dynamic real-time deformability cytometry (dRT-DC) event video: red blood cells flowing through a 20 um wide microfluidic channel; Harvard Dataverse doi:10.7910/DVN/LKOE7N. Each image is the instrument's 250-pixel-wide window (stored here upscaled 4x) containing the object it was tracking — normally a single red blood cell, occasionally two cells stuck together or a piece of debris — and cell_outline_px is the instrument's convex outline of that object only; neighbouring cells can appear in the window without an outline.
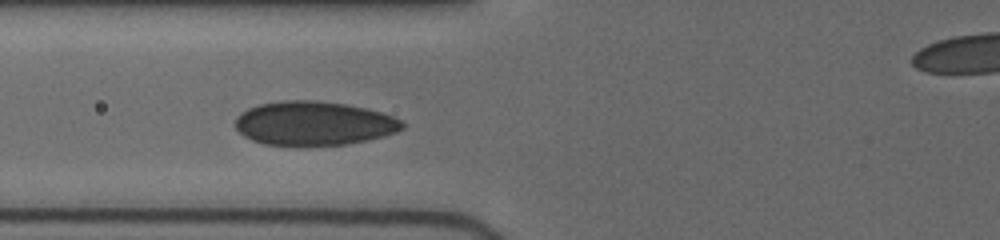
{"species": "human", "species_latin": "Homo sapiens", "temperature_condition": "cold", "stored_images_in_passage": 5, "camera_frame_rate_fps": 3000, "um_per_image_px": 0.085, "donor": {"sex": "female"}, "frame": {"image": 1, "passage_image": 4, "time_ms": 2.667, "image_size_px": [1000, 240], "cell_outline_px": [[404, 128], [396, 132], [384, 136], [368, 140], [344, 144], [296, 148], [264, 144], [252, 140], [244, 136], [236, 128], [236, 116], [240, 112], [248, 108], [260, 104], [284, 100], [316, 100], [344, 104], [364, 108], [380, 112], [392, 116], [400, 120], [404, 124]], "centroid_in_image_um": [26.64, 10.52], "position_along_channel_um": 99.2, "area_um2": 43.47}}